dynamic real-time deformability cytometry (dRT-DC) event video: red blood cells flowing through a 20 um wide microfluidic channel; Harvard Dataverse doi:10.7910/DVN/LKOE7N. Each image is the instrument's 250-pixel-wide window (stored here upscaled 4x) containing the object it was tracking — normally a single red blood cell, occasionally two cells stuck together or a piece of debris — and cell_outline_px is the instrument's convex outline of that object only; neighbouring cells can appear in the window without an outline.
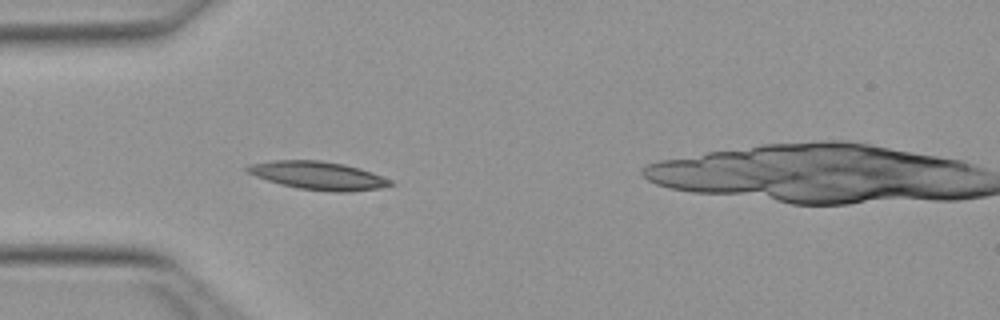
{"species": "Egyptian fruit bat (a non-hibernating species)", "species_latin": "Rousettus aegyptiacus", "temperature_condition": "warm", "stored_images_in_passage": 36, "camera_frame_rate_fps": 3000, "um_per_image_px": 0.085, "animal": {"sex": "female"}, "frame": {"image": 1, "passage_image": 5, "time_ms": 1.333, "image_size_px": [1000, 320], "cell_outline_px": [[396, 184], [380, 188], [352, 192], [332, 192], [300, 188], [280, 184], [256, 176], [248, 172], [244, 168], [248, 164], [272, 160], [320, 160], [344, 164], [360, 168], [372, 172], [392, 180]], "centroid_in_image_um": [27.08, 14.92], "position_along_channel_um": 57.9, "area_um2": 23.58}}
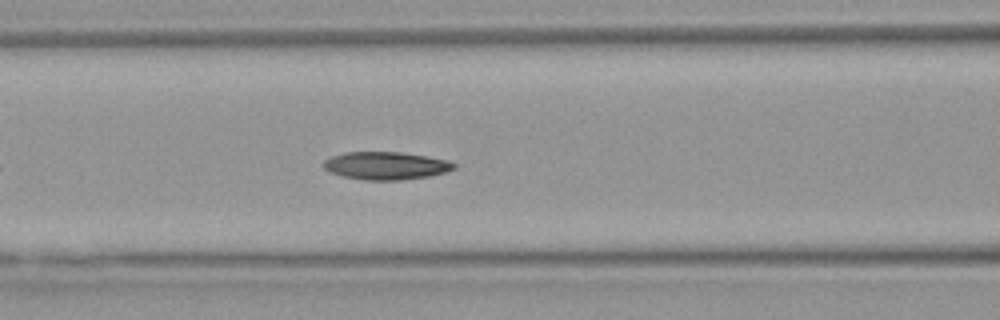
{"frame": {"image": 2, "passage_image": 11, "time_ms": 3.333, "image_size_px": [1000, 320], "cell_outline_px": [[456, 168], [448, 172], [428, 176], [400, 180], [364, 180], [344, 176], [332, 172], [324, 168], [324, 160], [332, 156], [344, 152], [400, 152], [424, 156], [444, 160], [456, 164]], "centroid_in_image_um": [32.8, 14.08], "position_along_channel_um": 133.8, "area_um2": 20.87}}
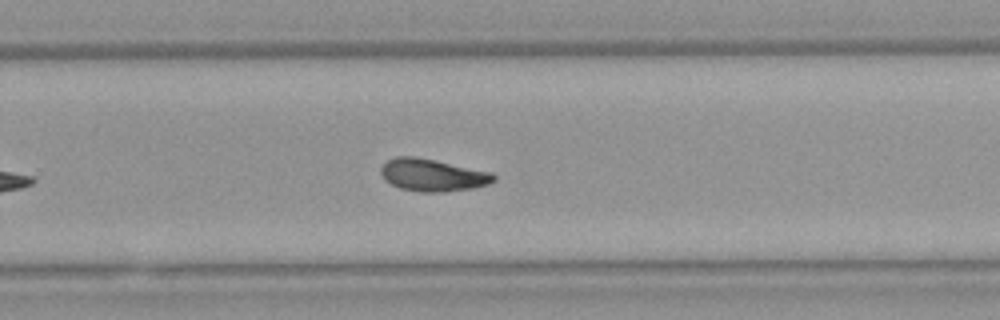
{"frame": {"image": 3, "passage_image": 23, "time_ms": 7.333, "image_size_px": [1000, 320], "cell_outline_px": [[496, 180], [488, 184], [476, 188], [444, 192], [420, 192], [400, 188], [384, 180], [380, 172], [380, 168], [388, 160], [396, 156], [412, 156], [436, 160], [492, 172], [496, 176]], "centroid_in_image_um": [36.79, 14.88], "position_along_channel_um": 293.0, "area_um2": 21.44}, "authors_computed_cell_mechanics": {"area_um2": 21.1259, "velocity_mm_per_s": 4.0034, "shape_relaxation_time_tau1_ms": 6.5751, "shape_relaxation_time_tau2_ms": 4.853, "deformation_change_tau1": 0.1868, "deformation_change_tau2": 0.1115}}